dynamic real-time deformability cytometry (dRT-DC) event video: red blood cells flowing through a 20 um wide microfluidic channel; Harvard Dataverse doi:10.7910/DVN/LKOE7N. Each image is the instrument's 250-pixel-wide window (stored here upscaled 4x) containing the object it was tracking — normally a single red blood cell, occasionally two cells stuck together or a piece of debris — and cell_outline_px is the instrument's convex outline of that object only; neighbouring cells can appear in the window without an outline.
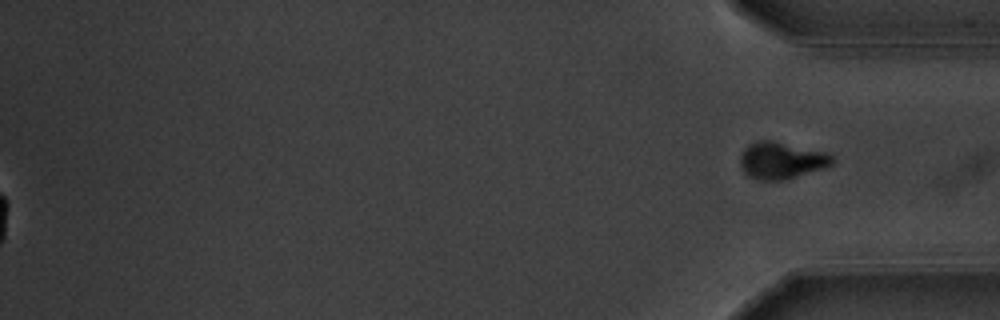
{"species": "common noctule bat (a hibernating species)", "species_latin": "Nyctalus noctula", "temperature_condition": "warm", "stored_images_in_passage": 48, "segment_of_instrument_passage": [2, 2], "camera_frame_rate_fps": 3000, "um_per_image_px": 0.085, "animal": {"sex": "male", "body_mass_g": 20.1, "forearm_length_mm": 53.5}, "frame": {"image": 1, "passage_image": 48, "time_ms": 15.667, "image_size_px": [1000, 320], "cell_outline_px": [[836, 160], [832, 164], [824, 168], [784, 180], [760, 180], [748, 176], [740, 164], [740, 156], [744, 148], [748, 144], [756, 140], [772, 140], [828, 152]], "centroid_in_image_um": [66.43, 13.62], "position_along_channel_um": 368.8, "area_um2": 19.94}}